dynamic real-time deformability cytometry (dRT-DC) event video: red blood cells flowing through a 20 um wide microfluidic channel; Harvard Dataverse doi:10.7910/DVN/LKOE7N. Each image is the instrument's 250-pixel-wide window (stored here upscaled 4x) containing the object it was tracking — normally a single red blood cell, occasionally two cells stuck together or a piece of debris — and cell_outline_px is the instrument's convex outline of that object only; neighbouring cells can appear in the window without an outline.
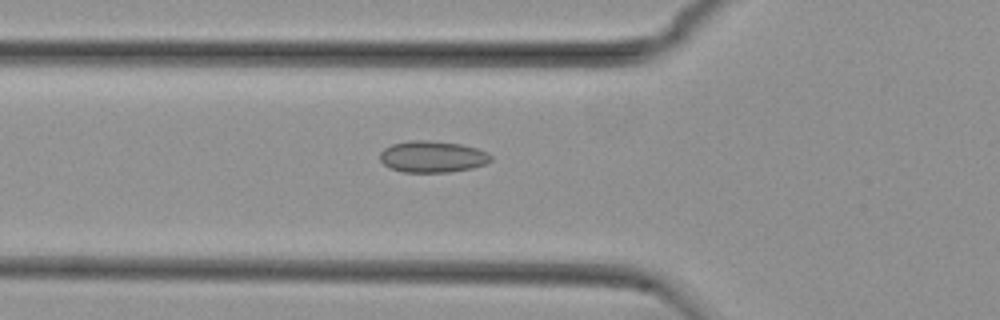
{"species": "common noctule bat (a hibernating species)", "species_latin": "Nyctalus noctula", "temperature_condition": "cold", "stored_images_in_passage": 30, "camera_frame_rate_fps": 3000, "um_per_image_px": 0.085, "animal": {"sex": "female", "body_mass_g": 29.2, "forearm_length_mm": 56.3}, "frame": {"image": 1, "passage_image": 4, "time_ms": 1.0, "image_size_px": [1000, 320], "cell_outline_px": [[492, 160], [484, 164], [472, 168], [448, 172], [404, 172], [392, 168], [384, 164], [380, 160], [380, 152], [384, 148], [392, 144], [408, 140], [428, 140], [460, 144], [476, 148], [488, 152], [492, 156]], "centroid_in_image_um": [36.76, 13.31], "position_along_channel_um": 89.0, "area_um2": 20.35}}
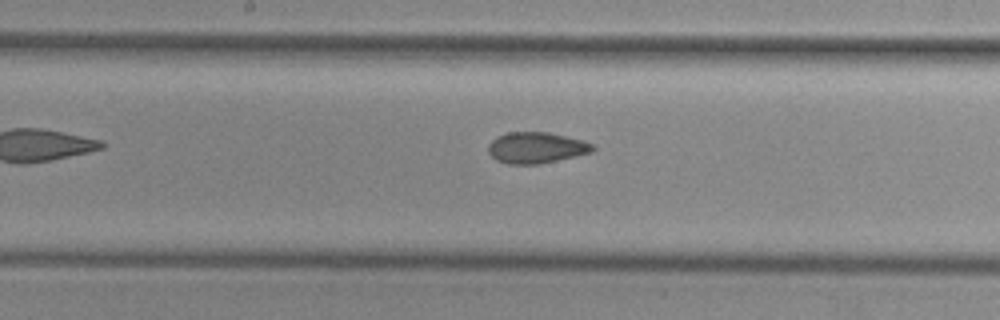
{"frame": {"image": 2, "passage_image": 13, "time_ms": 4.0, "image_size_px": [1000, 320], "cell_outline_px": [[596, 148], [592, 152], [540, 164], [508, 164], [496, 160], [488, 152], [488, 144], [496, 136], [508, 132], [548, 132], [584, 140], [592, 144]], "centroid_in_image_um": [45.57, 12.55], "position_along_channel_um": 202.6, "area_um2": 19.02}}
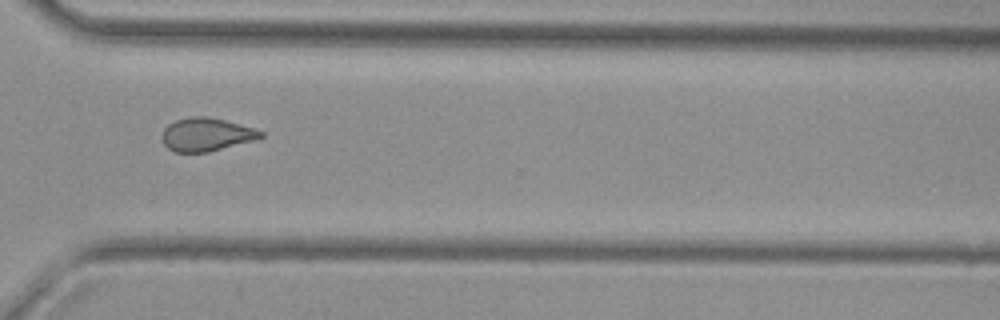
{"frame": {"image": 3, "passage_image": 25, "time_ms": 8.0, "image_size_px": [1000, 320], "cell_outline_px": [[264, 136], [256, 140], [208, 152], [176, 152], [168, 148], [164, 144], [160, 136], [164, 128], [168, 124], [176, 120], [192, 116], [204, 116], [224, 120], [252, 128], [264, 132]], "centroid_in_image_um": [17.52, 11.44], "position_along_channel_um": 353.1, "area_um2": 19.07}, "authors_computed_cell_mechanics": {"area_um2": 19.2185, "velocity_mm_per_s": 3.7639, "shape_relaxation_time_tau1_ms": null, "shape_relaxation_time_tau2_ms": 2.3567, "deformation_change_tau1": null, "deformation_change_tau2": 0.0805}}